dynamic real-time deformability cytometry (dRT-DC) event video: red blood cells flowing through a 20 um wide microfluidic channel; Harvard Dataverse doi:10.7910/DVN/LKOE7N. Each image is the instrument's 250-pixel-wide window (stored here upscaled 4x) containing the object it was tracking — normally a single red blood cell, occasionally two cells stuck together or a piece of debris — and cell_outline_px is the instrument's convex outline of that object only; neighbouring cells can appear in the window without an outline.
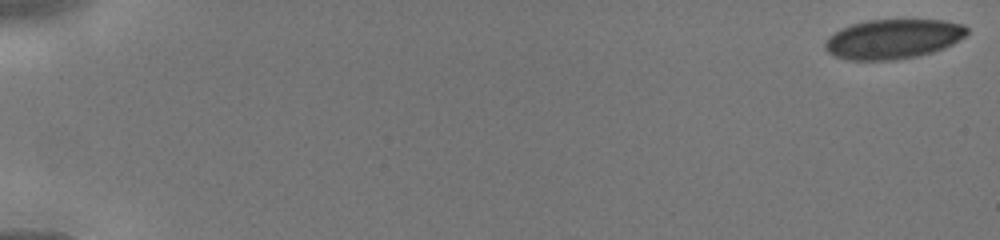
{"species": "human", "species_latin": "Homo sapiens", "temperature_condition": "cold", "stored_images_in_passage": 46, "camera_frame_rate_fps": 3000, "um_per_image_px": 0.085, "donor": {"sex": "male"}, "frame": {"image": 1, "passage_image": 1, "time_ms": 0.0, "image_size_px": [1000, 240], "cell_outline_px": [[968, 32], [964, 36], [952, 44], [944, 48], [932, 52], [916, 56], [896, 60], [848, 60], [836, 56], [828, 52], [824, 48], [824, 44], [828, 36], [852, 24], [868, 20], [944, 20], [964, 24], [968, 28]], "centroid_in_image_um": [75.92, 3.31], "position_along_channel_um": 9.1, "area_um2": 32.66}}
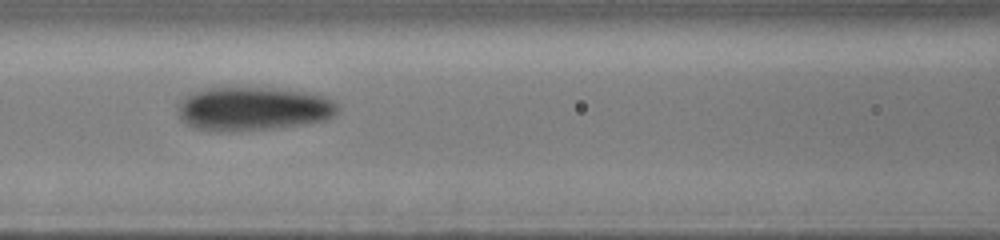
{"frame": {"image": 2, "passage_image": 22, "time_ms": 7.0, "image_size_px": [1000, 240], "cell_outline_px": [[340, 108], [328, 120], [272, 128], [220, 132], [212, 132], [192, 128], [180, 120], [176, 108], [176, 104], [184, 96], [192, 92], [208, 88], [228, 84], [312, 92], [324, 96], [340, 104]], "centroid_in_image_um": [21.43, 9.21], "position_along_channel_um": 145.2, "area_um2": 42.19}}
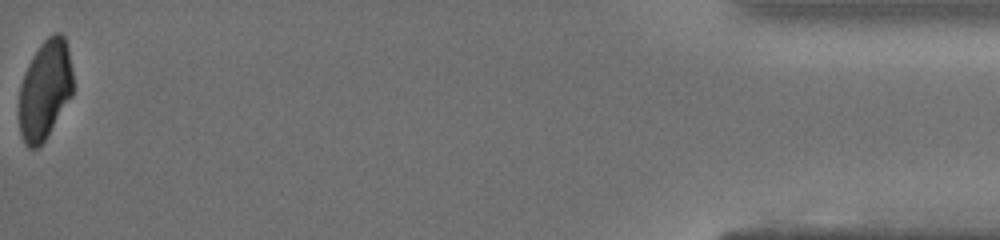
{"frame": {"image": 3, "passage_image": 46, "time_ms": 15.0, "image_size_px": [1000, 240], "cell_outline_px": [[72, 96], [44, 140], [36, 148], [28, 148], [24, 144], [20, 136], [20, 84], [24, 72], [32, 56], [40, 44], [52, 32], [60, 32], [64, 36], [68, 48], [72, 68]], "centroid_in_image_um": [3.82, 7.6], "position_along_channel_um": 431.4, "area_um2": 31.15}}